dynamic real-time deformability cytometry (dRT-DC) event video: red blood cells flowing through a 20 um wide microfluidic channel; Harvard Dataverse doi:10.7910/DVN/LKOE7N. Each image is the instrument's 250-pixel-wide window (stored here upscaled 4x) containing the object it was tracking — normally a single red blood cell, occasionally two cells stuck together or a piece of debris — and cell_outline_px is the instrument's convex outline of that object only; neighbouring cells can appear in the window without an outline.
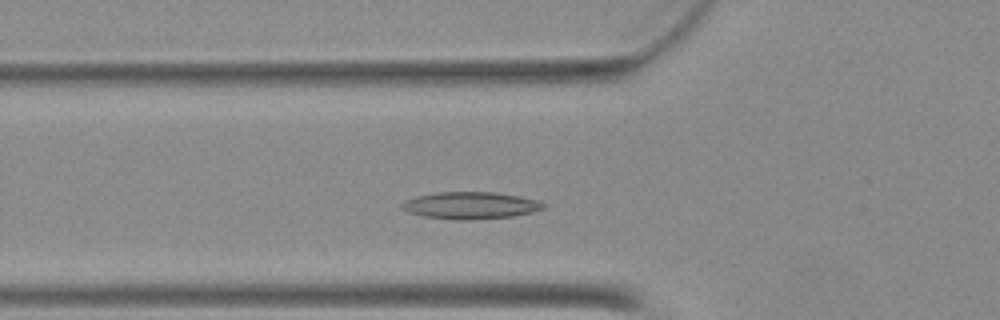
{"species": "Egyptian fruit bat (a non-hibernating species)", "species_latin": "Rousettus aegyptiacus", "temperature_condition": "warm", "stored_images_in_passage": 43, "camera_frame_rate_fps": 3000, "um_per_image_px": 0.085, "animal": {"sex": "female"}, "frame": {"image": 1, "passage_image": 11, "time_ms": 3.333, "image_size_px": [1000, 320], "cell_outline_px": [[544, 208], [532, 212], [512, 216], [460, 220], [452, 220], [424, 216], [408, 212], [400, 208], [400, 204], [404, 200], [416, 196], [436, 192], [492, 192], [520, 196], [536, 200], [544, 204]], "centroid_in_image_um": [39.92, 17.45], "position_along_channel_um": 85.9, "area_um2": 22.2}}
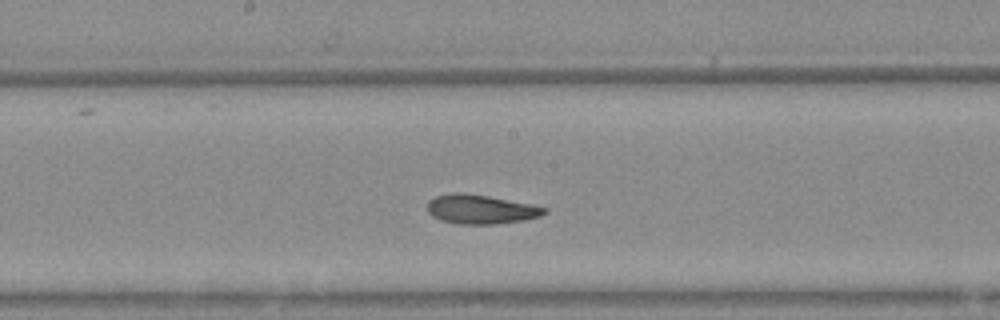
{"frame": {"image": 2, "passage_image": 20, "time_ms": 6.333, "image_size_px": [1000, 320], "cell_outline_px": [[548, 212], [540, 216], [524, 220], [496, 224], [460, 224], [440, 220], [432, 216], [428, 212], [428, 200], [436, 196], [452, 192], [464, 192], [532, 204], [548, 208]], "centroid_in_image_um": [40.86, 17.78], "position_along_channel_um": 207.3, "area_um2": 20.0}}
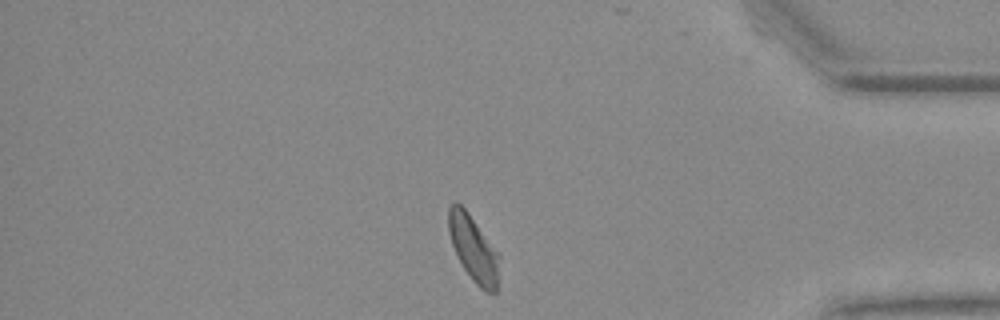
{"frame": {"image": 3, "passage_image": 36, "time_ms": 11.667, "image_size_px": [1000, 320], "cell_outline_px": [[500, 256], [496, 292], [488, 292], [480, 288], [472, 280], [464, 268], [452, 244], [448, 232], [448, 208], [452, 204], [460, 204], [468, 212]], "centroid_in_image_um": [40.24, 21.14], "position_along_channel_um": 395.0, "area_um2": 19.02}}